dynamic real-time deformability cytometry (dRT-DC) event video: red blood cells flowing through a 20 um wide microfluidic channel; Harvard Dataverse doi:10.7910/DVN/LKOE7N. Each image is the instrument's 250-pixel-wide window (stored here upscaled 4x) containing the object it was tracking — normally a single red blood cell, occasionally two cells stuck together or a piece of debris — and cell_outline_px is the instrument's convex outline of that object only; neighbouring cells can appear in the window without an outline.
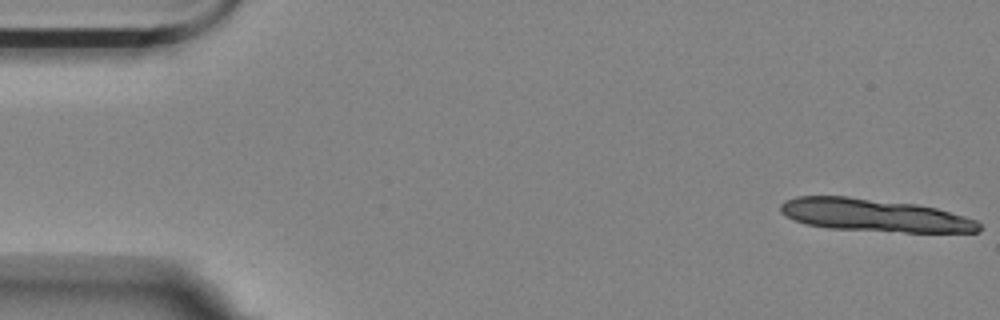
{"species": "Egyptian fruit bat (a non-hibernating species)", "species_latin": "Rousettus aegyptiacus", "temperature_condition": "room temperature", "stored_images_in_passage": 12, "camera_frame_rate_fps": 3000, "um_per_image_px": 0.085, "animal": {"sex": "female"}, "frame": {"image": 1, "passage_image": 1, "time_ms": 0.0, "image_size_px": [1000, 320], "cell_outline_px": [[984, 228], [980, 232], [904, 232], [828, 228], [804, 224], [780, 212], [780, 204], [784, 200], [796, 196], [848, 196], [916, 204], [936, 208], [964, 216], [976, 220]], "centroid_in_image_um": [74.33, 18.29], "position_along_channel_um": 10.7, "area_um2": 37.92}}